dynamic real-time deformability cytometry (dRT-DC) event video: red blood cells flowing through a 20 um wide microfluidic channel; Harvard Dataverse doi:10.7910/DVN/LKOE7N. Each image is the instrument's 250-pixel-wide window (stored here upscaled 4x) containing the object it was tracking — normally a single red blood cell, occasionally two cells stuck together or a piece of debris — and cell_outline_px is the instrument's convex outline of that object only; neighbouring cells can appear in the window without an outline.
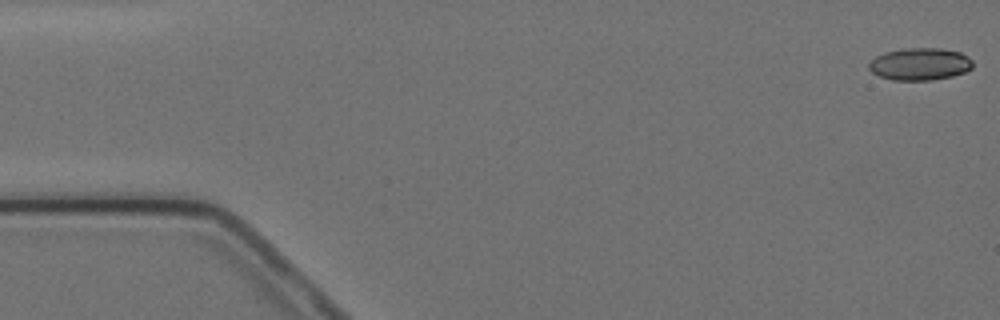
{"species": "Egyptian fruit bat (a non-hibernating species)", "species_latin": "Rousettus aegyptiacus", "temperature_condition": "cold", "stored_images_in_passage": 6, "camera_frame_rate_fps": 3000, "um_per_image_px": 0.085, "animal": {"sex": "female"}, "frame": {"image": 1, "passage_image": 1, "time_ms": 0.0, "image_size_px": [1000, 320], "cell_outline_px": [[972, 68], [964, 72], [952, 76], [932, 80], [892, 80], [880, 76], [872, 72], [868, 68], [868, 64], [876, 56], [884, 52], [904, 48], [940, 48], [960, 52], [968, 56], [972, 60]], "centroid_in_image_um": [78.19, 5.44], "position_along_channel_um": 6.8, "area_um2": 19.59}}
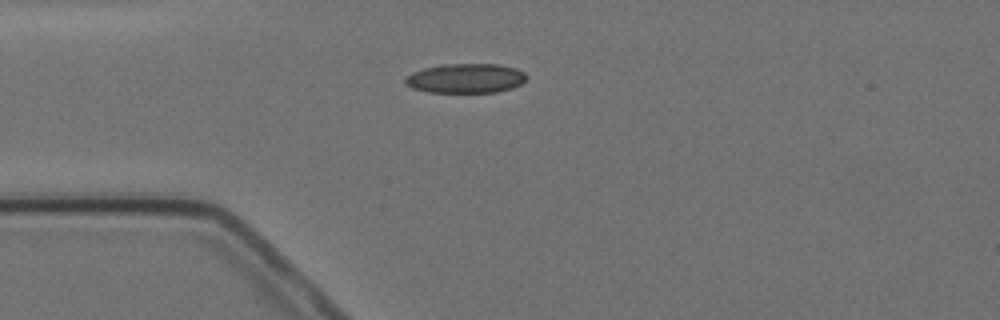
{"frame": {"image": 2, "passage_image": 4, "time_ms": 4.333, "image_size_px": [1000, 320], "cell_outline_px": [[528, 76], [520, 84], [512, 88], [496, 92], [428, 92], [412, 88], [404, 84], [404, 80], [412, 72], [424, 68], [440, 64], [500, 64], [516, 68], [524, 72]], "centroid_in_image_um": [39.58, 6.65], "position_along_channel_um": 45.4, "area_um2": 20.92}}
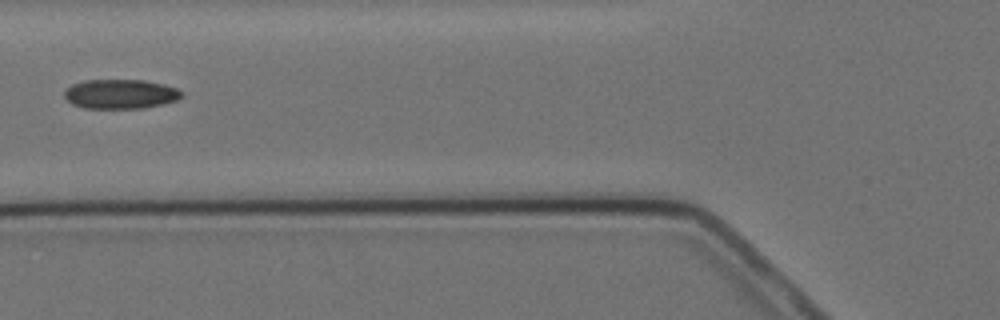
{"frame": {"image": 3, "passage_image": 6, "time_ms": 6.667, "image_size_px": [1000, 320], "cell_outline_px": [[180, 96], [176, 100], [164, 104], [144, 108], [84, 108], [72, 104], [64, 96], [64, 92], [72, 84], [84, 80], [144, 80], [164, 84], [176, 88], [180, 92]], "centroid_in_image_um": [10.21, 7.99], "position_along_channel_um": 115.6, "area_um2": 20.0}}